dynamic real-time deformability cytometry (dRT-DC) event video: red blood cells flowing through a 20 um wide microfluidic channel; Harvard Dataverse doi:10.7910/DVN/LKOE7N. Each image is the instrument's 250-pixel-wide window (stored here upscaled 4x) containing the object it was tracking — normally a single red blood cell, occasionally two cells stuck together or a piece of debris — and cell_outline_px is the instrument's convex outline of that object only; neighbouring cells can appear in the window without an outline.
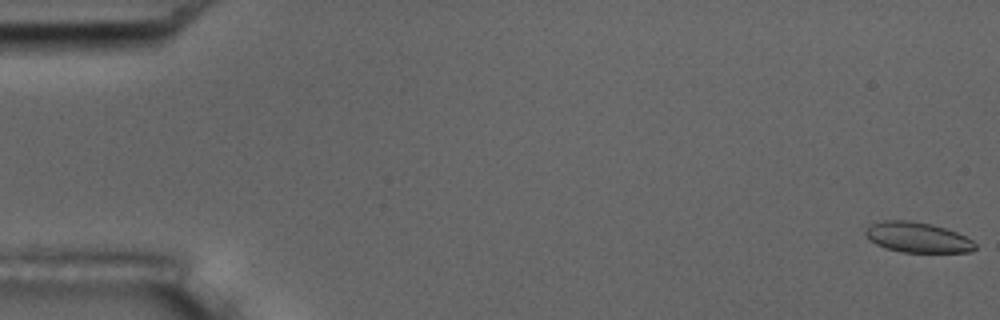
{"species": "common noctule bat (a hibernating species)", "species_latin": "Nyctalus noctula", "temperature_condition": "room temperature", "stored_images_in_passage": 5, "camera_frame_rate_fps": 3000, "um_per_image_px": 0.085, "animal": {"sex": "male", "body_mass_g": 17.5, "forearm_length_mm": 52.3}, "frame": {"image": 1, "passage_image": 1, "time_ms": 0.0, "image_size_px": [1000, 320], "cell_outline_px": [[976, 248], [972, 252], [904, 252], [884, 248], [868, 240], [864, 232], [872, 224], [884, 220], [908, 220], [932, 224], [956, 232], [972, 240], [976, 244]], "centroid_in_image_um": [77.98, 20.18], "position_along_channel_um": 7.0, "area_um2": 19.31}}
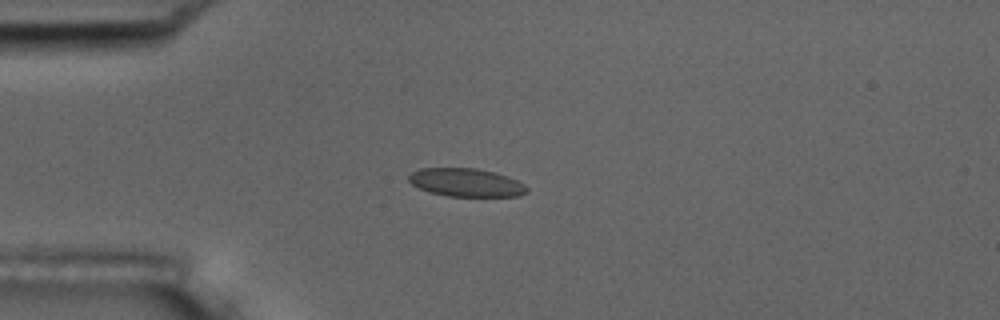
{"frame": {"image": 2, "passage_image": 5, "time_ms": 4.667, "image_size_px": [1000, 320], "cell_outline_px": [[528, 192], [520, 196], [448, 196], [432, 192], [420, 188], [412, 184], [408, 180], [408, 176], [412, 172], [420, 168], [476, 168], [508, 176], [524, 184], [528, 188]], "centroid_in_image_um": [39.64, 15.51], "position_along_channel_um": 45.4, "area_um2": 19.31}}